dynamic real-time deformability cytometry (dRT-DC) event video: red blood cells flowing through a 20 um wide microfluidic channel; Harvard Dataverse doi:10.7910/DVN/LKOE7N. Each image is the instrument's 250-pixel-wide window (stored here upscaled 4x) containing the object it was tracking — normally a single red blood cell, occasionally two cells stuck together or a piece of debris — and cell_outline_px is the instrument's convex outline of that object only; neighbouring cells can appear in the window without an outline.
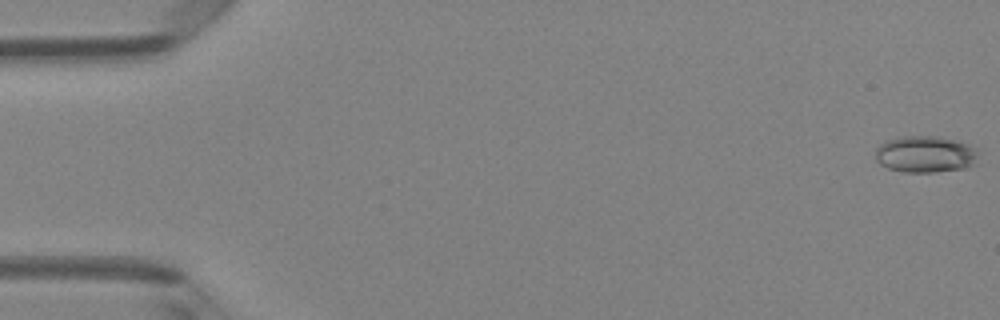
{"species": "Egyptian fruit bat (a non-hibernating species)", "species_latin": "Rousettus aegyptiacus", "temperature_condition": "room temperature", "stored_images_in_passage": 49, "camera_frame_rate_fps": 3000, "um_per_image_px": 0.085, "animal": {"sex": "female"}, "frame": {"image": 1, "passage_image": 1, "time_ms": 0.0, "image_size_px": [1000, 320], "cell_outline_px": [[976, 156], [972, 164], [968, 168], [932, 172], [904, 172], [888, 168], [880, 164], [876, 160], [876, 148], [884, 140], [904, 136], [936, 136], [968, 144], [976, 148]], "centroid_in_image_um": [78.6, 13.11], "position_along_channel_um": 6.4, "area_um2": 21.85}}
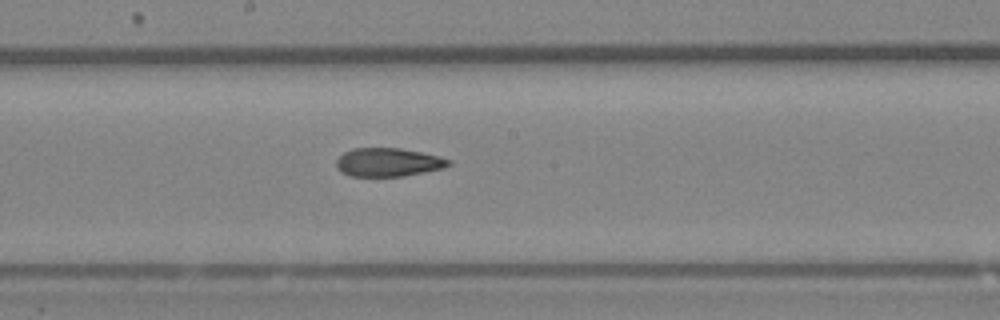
{"frame": {"image": 2, "passage_image": 27, "time_ms": 8.667, "image_size_px": [1000, 320], "cell_outline_px": [[452, 164], [444, 168], [404, 176], [352, 176], [340, 172], [336, 168], [336, 160], [344, 152], [352, 148], [400, 148], [420, 152], [452, 160]], "centroid_in_image_um": [32.98, 13.79], "position_along_channel_um": 215.2, "area_um2": 18.67}}
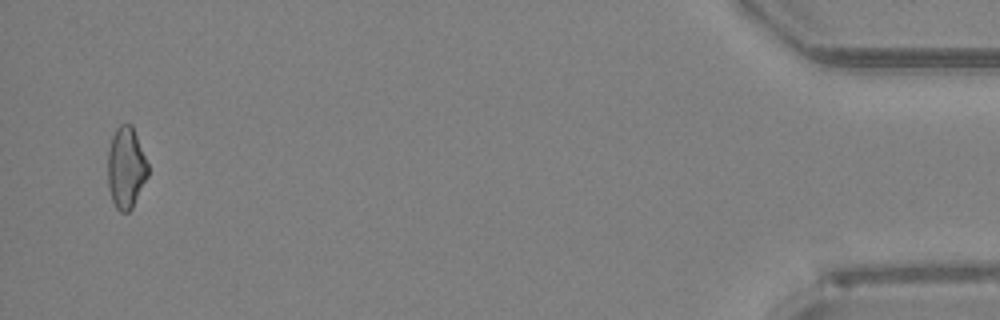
{"frame": {"image": 3, "passage_image": 48, "time_ms": 15.667, "image_size_px": [1000, 320], "cell_outline_px": [[148, 176], [132, 208], [128, 212], [120, 212], [116, 208], [112, 200], [108, 188], [108, 152], [112, 136], [116, 128], [120, 124], [132, 124], [148, 164]], "centroid_in_image_um": [10.71, 14.26], "position_along_channel_um": 424.5, "area_um2": 19.07}, "authors_computed_cell_mechanics": {"area_um2": 19.2474, "velocity_mm_per_s": 4.1879, "shape_relaxation_time_tau1_ms": null, "shape_relaxation_time_tau2_ms": 3.6423, "deformation_change_tau1": null, "deformation_change_tau2": 0.1209}}